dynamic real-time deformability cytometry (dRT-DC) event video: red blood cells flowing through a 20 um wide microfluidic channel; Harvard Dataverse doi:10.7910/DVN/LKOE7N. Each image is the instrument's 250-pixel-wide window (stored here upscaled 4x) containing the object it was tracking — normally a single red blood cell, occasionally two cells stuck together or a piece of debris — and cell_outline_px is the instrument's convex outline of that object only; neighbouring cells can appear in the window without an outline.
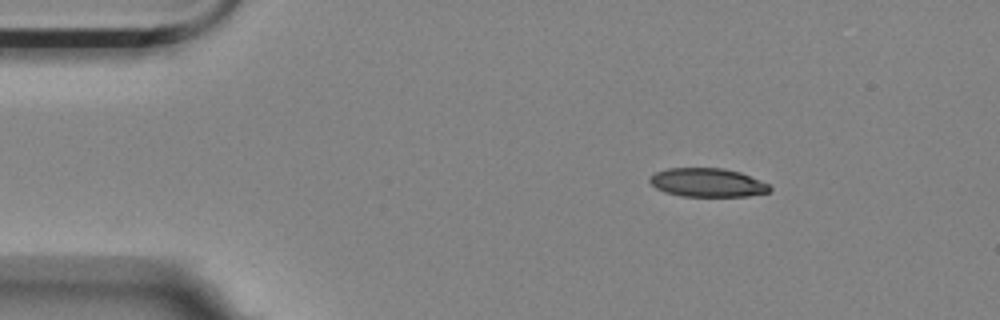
{"species": "Egyptian fruit bat (a non-hibernating species)", "species_latin": "Rousettus aegyptiacus", "temperature_condition": "room temperature", "stored_images_in_passage": 3, "camera_frame_rate_fps": 3000, "um_per_image_px": 0.085, "animal": {"sex": "female"}, "frame": {"image": 1, "passage_image": 1, "time_ms": 0.0, "image_size_px": [1000, 320], "cell_outline_px": [[772, 188], [768, 192], [748, 196], [680, 196], [664, 192], [656, 188], [648, 180], [656, 172], [668, 168], [724, 168], [740, 172], [768, 184]], "centroid_in_image_um": [60.12, 15.52], "position_along_channel_um": 24.9, "area_um2": 19.94}}